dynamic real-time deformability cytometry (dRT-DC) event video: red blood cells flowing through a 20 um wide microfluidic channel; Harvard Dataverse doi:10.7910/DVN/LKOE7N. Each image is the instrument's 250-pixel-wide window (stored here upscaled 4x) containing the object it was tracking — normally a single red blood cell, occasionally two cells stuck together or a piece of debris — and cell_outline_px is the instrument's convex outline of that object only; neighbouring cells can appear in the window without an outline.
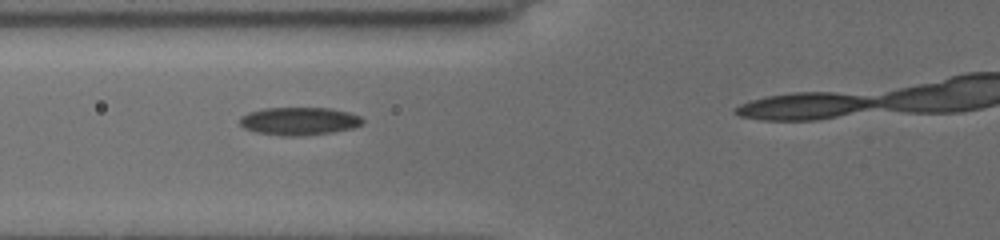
{"species": "common noctule bat (a hibernating species)", "species_latin": "Nyctalus noctula", "temperature_condition": "cold", "stored_images_in_passage": 9, "camera_frame_rate_fps": 3000, "um_per_image_px": 0.085, "animal": {"sex": "female", "body_mass_g": 19.5, "forearm_length_mm": 54.1}, "frame": {"image": 1, "passage_image": 7, "time_ms": 5.0, "image_size_px": [1000, 240], "cell_outline_px": [[364, 124], [352, 128], [332, 132], [304, 136], [284, 136], [256, 132], [244, 128], [240, 124], [240, 116], [248, 112], [264, 108], [328, 108], [348, 112], [360, 116], [364, 120]], "centroid_in_image_um": [25.42, 10.3], "position_along_channel_um": 100.4, "area_um2": 20.06}}